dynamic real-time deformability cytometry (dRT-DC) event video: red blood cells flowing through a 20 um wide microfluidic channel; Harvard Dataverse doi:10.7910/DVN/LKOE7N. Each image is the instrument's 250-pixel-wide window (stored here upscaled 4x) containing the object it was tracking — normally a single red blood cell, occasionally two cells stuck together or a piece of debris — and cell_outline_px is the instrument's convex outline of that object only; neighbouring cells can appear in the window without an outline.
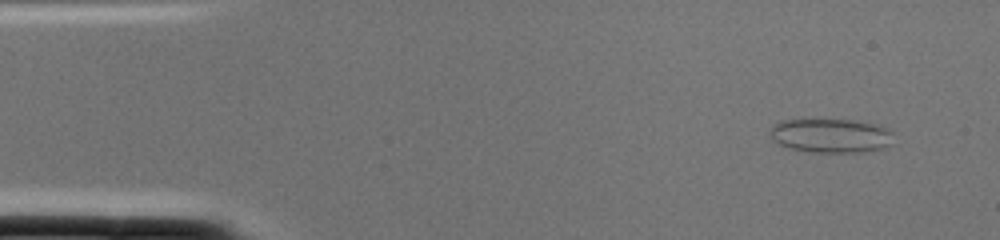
{"species": "common noctule bat (a hibernating species)", "species_latin": "Nyctalus noctula", "temperature_condition": "cold", "stored_images_in_passage": 1, "camera_frame_rate_fps": 3000, "um_per_image_px": 0.085, "animal": {"sex": "female", "body_mass_g": 22.0, "forearm_length_mm": 56.7}, "frame": {"image": 1, "passage_image": 1, "time_ms": 0.0, "image_size_px": [1000, 240], "cell_outline_px": [[892, 144], [884, 148], [864, 152], [812, 152], [792, 148], [780, 144], [772, 140], [768, 132], [780, 120], [820, 116], [852, 120], [872, 124], [888, 128], [892, 132]], "centroid_in_image_um": [70.59, 11.48], "position_along_channel_um": 14.4, "area_um2": 25.43}}